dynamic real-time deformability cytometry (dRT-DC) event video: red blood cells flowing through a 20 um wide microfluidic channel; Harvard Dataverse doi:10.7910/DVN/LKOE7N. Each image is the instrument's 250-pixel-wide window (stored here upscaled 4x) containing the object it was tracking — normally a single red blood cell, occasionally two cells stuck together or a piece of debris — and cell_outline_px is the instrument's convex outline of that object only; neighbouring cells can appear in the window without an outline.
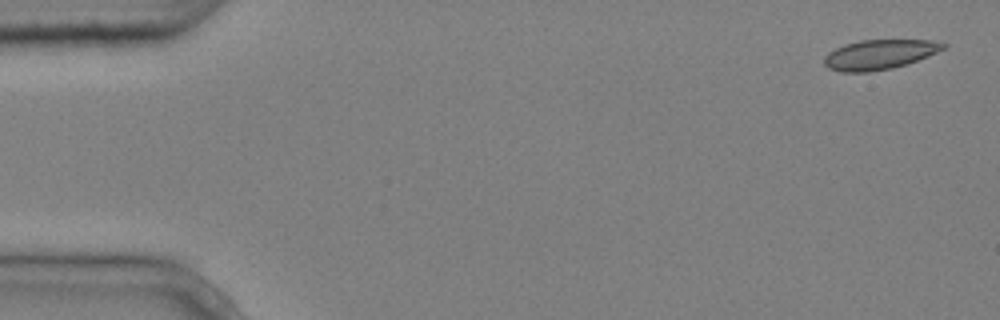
{"species": "common noctule bat (a hibernating species)", "species_latin": "Nyctalus noctula", "temperature_condition": "cold", "stored_images_in_passage": 8, "camera_frame_rate_fps": 3000, "um_per_image_px": 0.085, "animal": {"sex": "male", "body_mass_g": 20.4}, "frame": {"image": 1, "passage_image": 1, "time_ms": 0.0, "image_size_px": [1000, 320], "cell_outline_px": [[948, 44], [944, 48], [928, 56], [908, 64], [892, 68], [868, 72], [840, 72], [828, 68], [824, 64], [824, 56], [828, 52], [844, 44], [860, 40], [932, 40]], "centroid_in_image_um": [74.73, 4.64], "position_along_channel_um": 10.3, "area_um2": 20.69}}
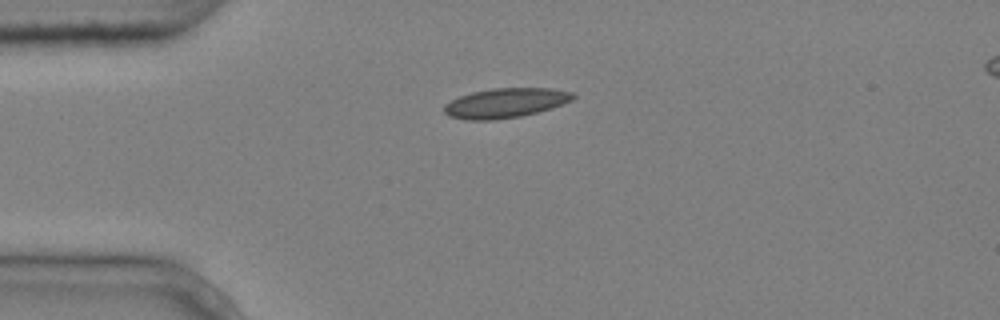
{"frame": {"image": 2, "passage_image": 4, "time_ms": 1.0, "image_size_px": [1000, 320], "cell_outline_px": [[576, 96], [572, 100], [552, 108], [520, 116], [496, 120], [464, 120], [448, 116], [444, 112], [444, 104], [460, 96], [472, 92], [492, 88], [552, 88], [572, 92]], "centroid_in_image_um": [42.95, 8.75], "position_along_channel_um": 42.1, "area_um2": 22.31}}